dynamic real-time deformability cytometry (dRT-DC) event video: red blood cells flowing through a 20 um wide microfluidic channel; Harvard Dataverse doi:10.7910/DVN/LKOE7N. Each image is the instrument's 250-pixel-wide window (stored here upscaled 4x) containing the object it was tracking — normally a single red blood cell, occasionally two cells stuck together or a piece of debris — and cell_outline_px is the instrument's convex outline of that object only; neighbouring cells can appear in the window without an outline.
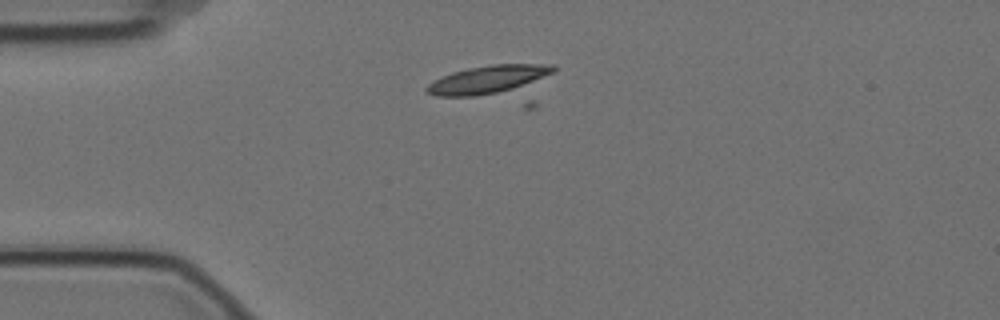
{"species": "Egyptian fruit bat (a non-hibernating species)", "species_latin": "Rousettus aegyptiacus", "temperature_condition": "cold", "stored_images_in_passage": 3, "camera_frame_rate_fps": 3000, "um_per_image_px": 0.085, "animal": {"sex": "female"}, "frame": {"image": 1, "passage_image": 1, "time_ms": 0.0, "image_size_px": [1000, 320], "cell_outline_px": [[556, 68], [552, 72], [512, 88], [496, 92], [476, 96], [436, 96], [424, 92], [424, 88], [428, 84], [452, 72], [468, 68], [492, 64], [552, 64]], "centroid_in_image_um": [41.36, 6.74], "position_along_channel_um": 43.6, "area_um2": 19.83}}